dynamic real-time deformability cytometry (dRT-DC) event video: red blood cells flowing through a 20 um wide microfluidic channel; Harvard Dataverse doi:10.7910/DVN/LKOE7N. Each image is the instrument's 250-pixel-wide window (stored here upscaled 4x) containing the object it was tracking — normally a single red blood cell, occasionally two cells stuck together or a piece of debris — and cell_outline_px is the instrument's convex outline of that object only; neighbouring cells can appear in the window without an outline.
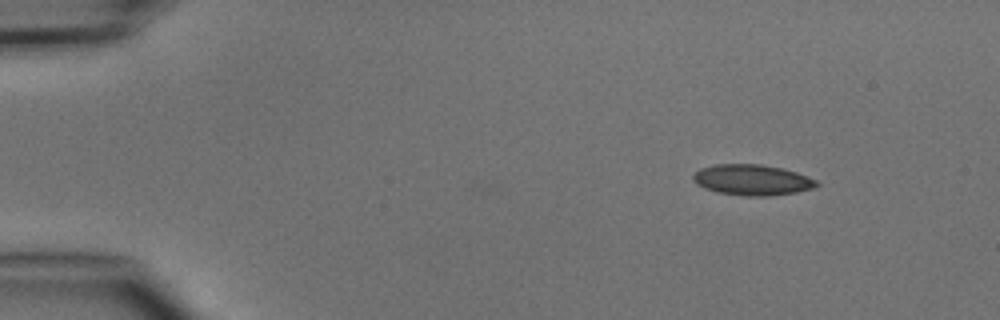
{"species": "common noctule bat (a hibernating species)", "species_latin": "Nyctalus noctula", "temperature_condition": "cold", "stored_images_in_passage": 3, "camera_frame_rate_fps": 3000, "um_per_image_px": 0.085, "animal": {"sex": "male", "body_mass_g": 15.6}, "frame": {"image": 1, "passage_image": 1, "time_ms": 0.0, "image_size_px": [1000, 320], "cell_outline_px": [[820, 184], [812, 188], [796, 192], [768, 196], [748, 196], [716, 192], [704, 188], [696, 184], [692, 180], [692, 176], [700, 168], [716, 164], [760, 164], [780, 168], [796, 172], [816, 180]], "centroid_in_image_um": [63.89, 15.29], "position_along_channel_um": 21.1, "area_um2": 22.02}}